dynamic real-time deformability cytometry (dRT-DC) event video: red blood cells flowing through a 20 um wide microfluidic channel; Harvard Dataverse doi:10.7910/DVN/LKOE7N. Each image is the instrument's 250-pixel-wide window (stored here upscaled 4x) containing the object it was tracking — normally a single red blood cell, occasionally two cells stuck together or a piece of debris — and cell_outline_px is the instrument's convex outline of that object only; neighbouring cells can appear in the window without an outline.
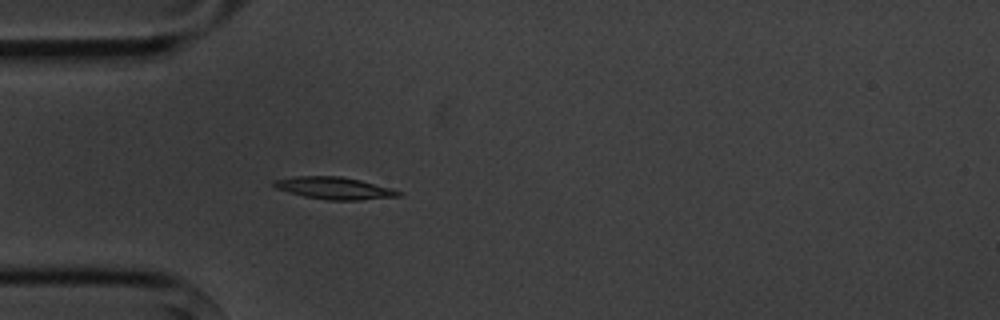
{"species": "common noctule bat (a hibernating species)", "species_latin": "Nyctalus noctula", "temperature_condition": "cold", "stored_images_in_passage": 5, "camera_frame_rate_fps": 3000, "um_per_image_px": 0.085, "animal": {"sex": "male", "body_mass_g": 20.1, "forearm_length_mm": 53.5}, "frame": {"image": 1, "passage_image": 5, "time_ms": 4.667, "image_size_px": [1000, 320], "cell_outline_px": [[404, 192], [400, 196], [360, 200], [328, 200], [304, 196], [288, 192], [276, 188], [272, 184], [276, 180], [296, 176], [340, 176], [360, 180], [392, 188]], "centroid_in_image_um": [28.46, 15.99], "position_along_channel_um": 56.5, "area_um2": 16.01}}